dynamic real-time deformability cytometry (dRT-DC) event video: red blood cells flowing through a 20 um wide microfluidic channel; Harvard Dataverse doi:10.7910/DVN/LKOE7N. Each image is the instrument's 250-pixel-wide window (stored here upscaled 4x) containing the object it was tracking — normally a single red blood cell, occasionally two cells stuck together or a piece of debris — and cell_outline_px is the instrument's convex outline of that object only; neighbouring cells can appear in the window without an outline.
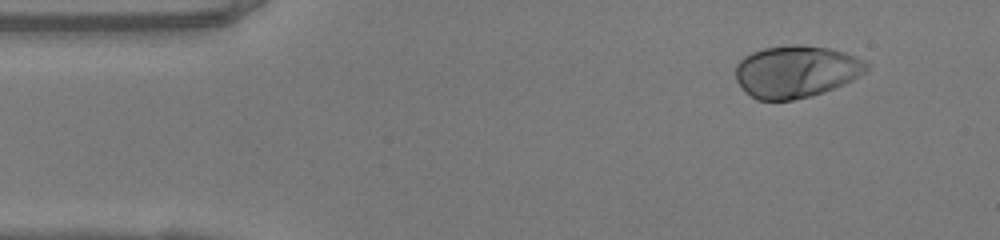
{"species": "human", "species_latin": "Homo sapiens", "temperature_condition": "warm", "stored_images_in_passage": 45, "camera_frame_rate_fps": 3000, "um_per_image_px": 0.085, "donor": {"sex": "female"}, "frame": {"image": 1, "passage_image": 1, "time_ms": 0.0, "image_size_px": [1000, 240], "cell_outline_px": [[872, 64], [868, 72], [844, 84], [824, 92], [812, 96], [792, 100], [756, 100], [736, 80], [736, 64], [744, 56], [752, 52], [764, 48], [792, 44], [804, 44], [828, 48], [844, 52], [856, 56]], "centroid_in_image_um": [67.73, 6.07], "position_along_channel_um": 17.3, "area_um2": 40.11}}
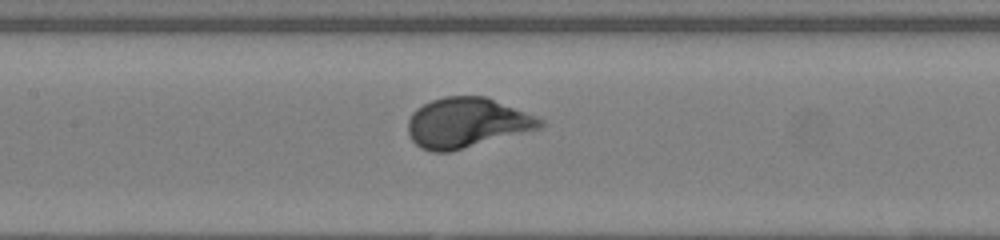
{"frame": {"image": 2, "passage_image": 18, "time_ms": 5.667, "image_size_px": [1000, 240], "cell_outline_px": [[544, 124], [540, 128], [448, 152], [432, 152], [420, 148], [412, 140], [408, 132], [408, 120], [412, 112], [416, 108], [432, 100], [444, 96], [484, 96], [544, 120]], "centroid_in_image_um": [39.61, 10.44], "position_along_channel_um": 167.8, "area_um2": 37.92}}
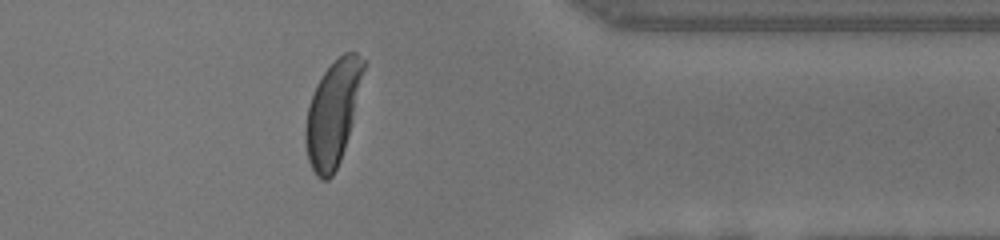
{"frame": {"image": 3, "passage_image": 35, "time_ms": 11.333, "image_size_px": [1000, 240], "cell_outline_px": [[364, 68], [352, 120], [344, 148], [340, 160], [332, 176], [328, 180], [320, 180], [316, 176], [308, 160], [304, 140], [304, 128], [308, 108], [316, 84], [324, 72], [344, 52], [356, 52], [364, 60]], "centroid_in_image_um": [28.25, 9.66], "position_along_channel_um": 383.2, "area_um2": 34.62}, "authors_computed_cell_mechanics": {"area_um2": 37.6278, "velocity_mm_per_s": 4.1179, "shape_relaxation_time_tau1_ms": 2.1765, "shape_relaxation_time_tau2_ms": null, "deformation_change_tau1": 0.1821, "deformation_change_tau2": null}}